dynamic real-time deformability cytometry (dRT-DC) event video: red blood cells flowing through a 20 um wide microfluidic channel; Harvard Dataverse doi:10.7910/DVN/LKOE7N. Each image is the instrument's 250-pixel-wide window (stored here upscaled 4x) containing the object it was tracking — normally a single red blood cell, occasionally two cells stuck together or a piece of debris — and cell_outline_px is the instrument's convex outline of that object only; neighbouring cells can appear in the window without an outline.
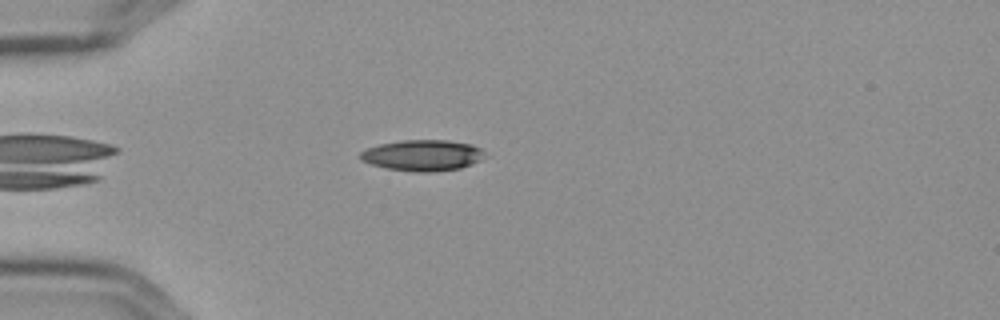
{"species": "Egyptian fruit bat (a non-hibernating species)", "species_latin": "Rousettus aegyptiacus", "temperature_condition": "cold", "stored_images_in_passage": 43, "camera_frame_rate_fps": 3000, "um_per_image_px": 0.085, "frame": {"image": 1, "passage_image": 2, "time_ms": 0.333, "image_size_px": [1000, 320], "cell_outline_px": [[484, 152], [480, 160], [460, 168], [436, 172], [412, 172], [384, 168], [360, 160], [360, 152], [368, 148], [380, 144], [404, 140], [448, 140], [472, 144], [480, 148]], "centroid_in_image_um": [35.9, 13.21], "position_along_channel_um": 49.1, "area_um2": 22.48}}
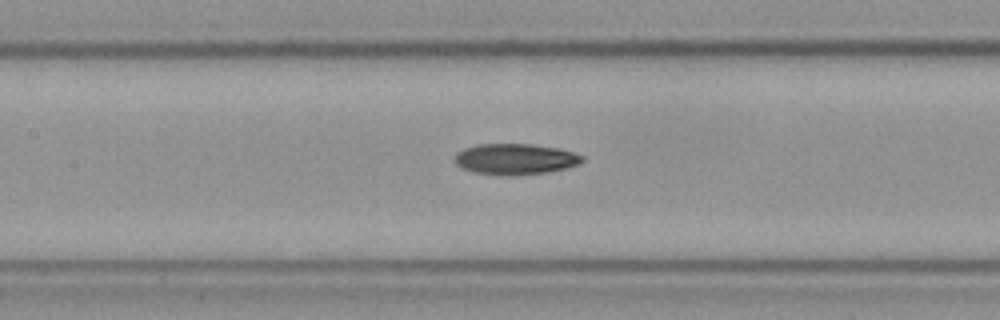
{"frame": {"image": 2, "passage_image": 13, "time_ms": 4.0, "image_size_px": [1000, 320], "cell_outline_px": [[584, 160], [580, 164], [548, 172], [516, 176], [512, 176], [472, 172], [460, 168], [452, 160], [456, 152], [464, 148], [476, 144], [532, 144], [556, 148], [572, 152], [584, 156]], "centroid_in_image_um": [43.74, 13.53], "position_along_channel_um": 163.7, "area_um2": 23.24}}
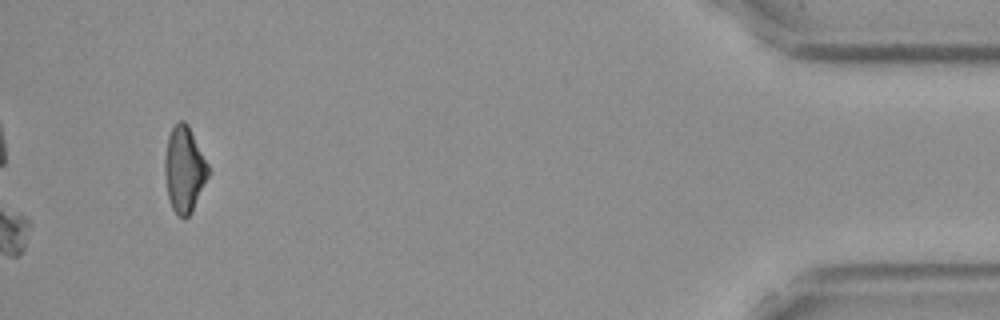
{"frame": {"image": 3, "passage_image": 40, "time_ms": 13.0, "image_size_px": [1000, 320], "cell_outline_px": [[208, 176], [192, 212], [184, 220], [172, 208], [168, 196], [164, 172], [164, 156], [168, 136], [172, 128], [180, 120], [184, 120], [188, 124], [208, 164]], "centroid_in_image_um": [15.65, 14.39], "position_along_channel_um": 419.6, "area_um2": 21.62}, "authors_computed_cell_mechanics": {"area_um2": 22.4842, "velocity_mm_per_s": 3.6053, "shape_relaxation_time_tau1_ms": null, "shape_relaxation_time_tau2_ms": 9.8634, "deformation_change_tau1": null, "deformation_change_tau2": 0.1909}}